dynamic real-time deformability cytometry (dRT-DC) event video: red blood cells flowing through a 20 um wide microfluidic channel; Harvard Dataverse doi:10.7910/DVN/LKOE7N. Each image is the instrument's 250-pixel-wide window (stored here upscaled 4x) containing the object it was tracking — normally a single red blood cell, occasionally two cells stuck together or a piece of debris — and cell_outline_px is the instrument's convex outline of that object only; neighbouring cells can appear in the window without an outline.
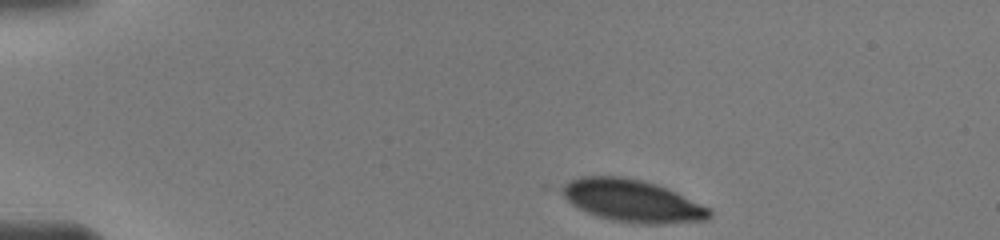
{"species": "human", "species_latin": "Homo sapiens", "temperature_condition": "warm", "stored_images_in_passage": 21, "camera_frame_rate_fps": 3000, "um_per_image_px": 0.085, "donor": {"sex": "male"}, "frame": {"image": 1, "passage_image": 1, "time_ms": 0.0, "image_size_px": [1000, 240], "cell_outline_px": [[712, 216], [708, 220], [664, 224], [644, 224], [612, 220], [596, 216], [576, 208], [564, 196], [564, 184], [580, 176], [624, 176], [644, 180], [668, 188], [708, 208], [712, 212]], "centroid_in_image_um": [53.77, 17.07], "position_along_channel_um": 31.2, "area_um2": 36.24}}
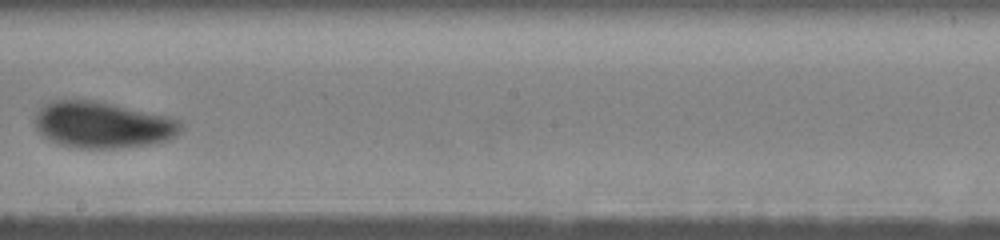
{"frame": {"image": 2, "passage_image": 10, "time_ms": 7.0, "image_size_px": [1000, 240], "cell_outline_px": [[184, 128], [180, 132], [168, 140], [148, 144], [112, 148], [80, 148], [60, 144], [44, 136], [36, 128], [36, 116], [40, 108], [44, 104], [52, 100], [96, 100], [168, 116], [180, 120], [184, 124]], "centroid_in_image_um": [8.76, 10.6], "position_along_channel_um": 239.4, "area_um2": 39.25}}
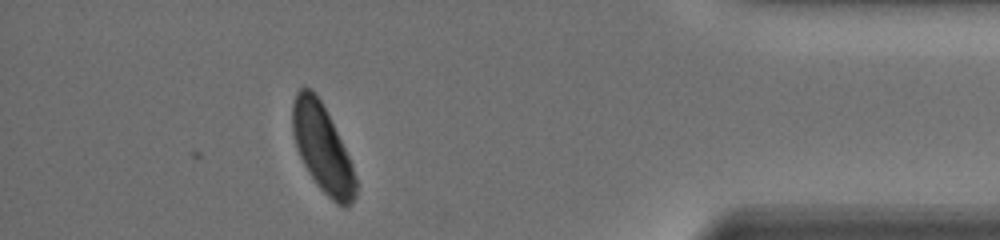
{"frame": {"image": 3, "passage_image": 18, "time_ms": 12.0, "image_size_px": [1000, 240], "cell_outline_px": [[356, 196], [352, 204], [348, 208], [344, 208], [336, 204], [316, 184], [308, 172], [296, 148], [292, 132], [292, 104], [296, 92], [304, 84], [312, 88], [320, 100], [352, 164], [356, 180]], "centroid_in_image_um": [27.38, 12.62], "position_along_channel_um": 407.8, "area_um2": 32.08}}